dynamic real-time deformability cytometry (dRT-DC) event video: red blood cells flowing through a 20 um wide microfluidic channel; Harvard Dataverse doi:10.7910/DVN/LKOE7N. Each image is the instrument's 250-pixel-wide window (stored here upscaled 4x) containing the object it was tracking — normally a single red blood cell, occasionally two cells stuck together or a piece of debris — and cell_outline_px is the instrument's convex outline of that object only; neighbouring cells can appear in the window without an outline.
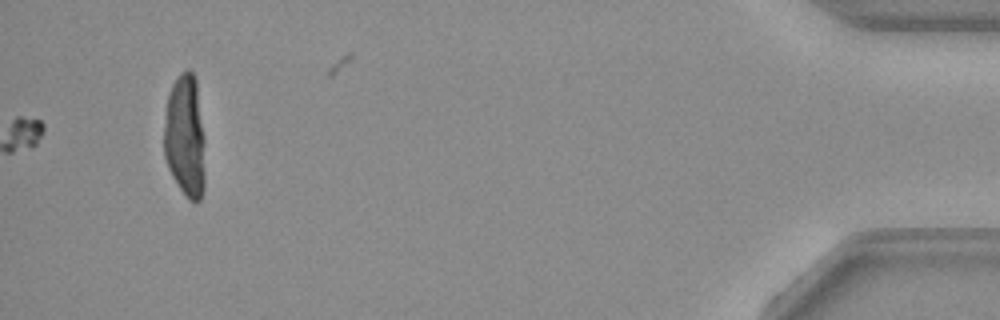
{"species": "common noctule bat (a hibernating species)", "species_latin": "Nyctalus noctula", "temperature_condition": "warm", "stored_images_in_passage": 50, "camera_frame_rate_fps": 3000, "um_per_image_px": 0.085, "animal": {"sex": "female", "body_mass_g": 19.3, "forearm_length_mm": 54.1}, "frame": {"image": 1, "passage_image": 50, "time_ms": 16.333, "image_size_px": [1000, 320], "cell_outline_px": [[204, 188], [200, 200], [188, 200], [172, 176], [168, 168], [164, 156], [164, 128], [168, 96], [172, 84], [176, 76], [180, 72], [188, 68], [192, 72], [196, 80], [204, 136]], "centroid_in_image_um": [15.73, 11.56], "position_along_channel_um": 419.5, "area_um2": 29.54}}